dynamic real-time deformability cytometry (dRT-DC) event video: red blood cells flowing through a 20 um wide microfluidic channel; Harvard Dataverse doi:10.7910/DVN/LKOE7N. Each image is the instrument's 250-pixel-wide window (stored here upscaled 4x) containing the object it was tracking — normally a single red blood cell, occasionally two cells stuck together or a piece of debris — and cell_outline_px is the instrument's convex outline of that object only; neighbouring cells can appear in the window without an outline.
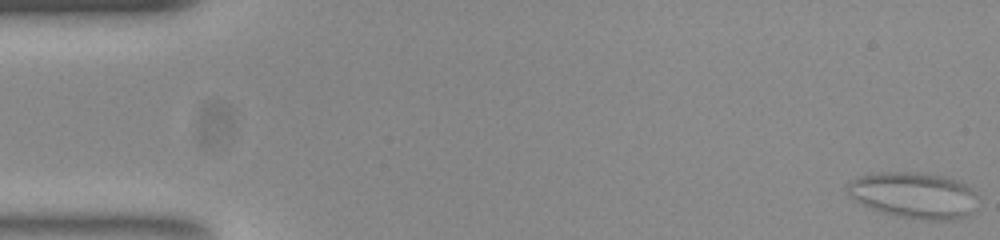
{"species": "common noctule bat (a hibernating species)", "species_latin": "Nyctalus noctula", "temperature_condition": "room temperature", "stored_images_in_passage": 57, "camera_frame_rate_fps": 3000, "um_per_image_px": 0.085, "animal": {"sex": "female", "body_mass_g": 23.0, "forearm_length_mm": 53.4}, "frame": {"image": 1, "passage_image": 1, "time_ms": 0.0, "image_size_px": [1000, 240], "cell_outline_px": [[972, 192], [968, 212], [960, 216], [948, 220], [932, 220], [900, 216], [884, 212], [864, 204], [856, 200], [848, 192], [848, 184], [852, 180], [860, 176], [880, 172], [908, 172], [944, 176], [956, 180], [964, 184]], "centroid_in_image_um": [77.57, 16.56], "position_along_channel_um": 7.4, "area_um2": 33.18}}
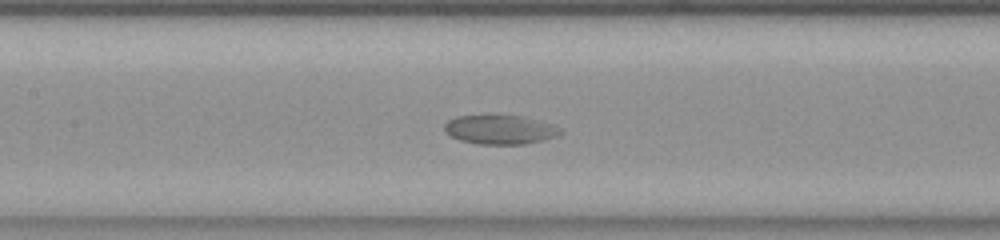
{"frame": {"image": 2, "passage_image": 26, "time_ms": 8.333, "image_size_px": [1000, 240], "cell_outline_px": [[564, 132], [556, 136], [524, 144], [480, 144], [460, 140], [444, 132], [444, 124], [448, 120], [456, 116], [492, 112], [520, 116], [556, 124]], "centroid_in_image_um": [42.47, 10.96], "position_along_channel_um": 164.9, "area_um2": 20.46}}
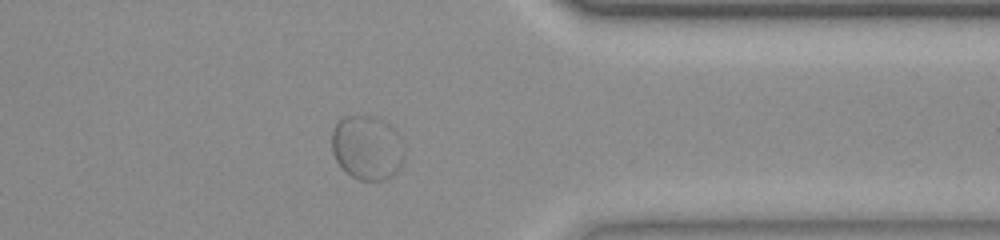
{"frame": {"image": 3, "passage_image": 45, "time_ms": 14.667, "image_size_px": [1000, 240], "cell_outline_px": [[404, 160], [396, 172], [392, 176], [384, 180], [360, 180], [352, 176], [336, 160], [332, 152], [332, 132], [336, 124], [344, 116], [376, 116], [392, 124], [396, 128], [404, 144]], "centroid_in_image_um": [31.26, 12.52], "position_along_channel_um": 380.1, "area_um2": 27.51}}